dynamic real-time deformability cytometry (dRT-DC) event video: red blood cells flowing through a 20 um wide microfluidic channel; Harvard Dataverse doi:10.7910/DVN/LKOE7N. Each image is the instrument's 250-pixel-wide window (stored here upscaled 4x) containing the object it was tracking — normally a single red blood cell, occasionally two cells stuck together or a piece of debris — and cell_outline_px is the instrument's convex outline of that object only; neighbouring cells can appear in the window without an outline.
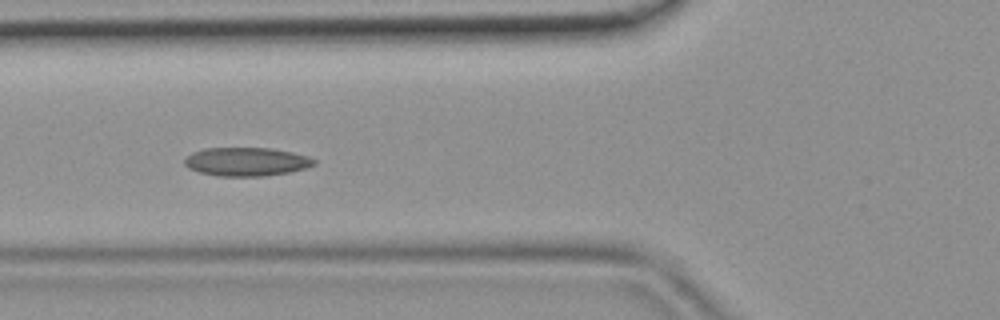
{"species": "common noctule bat (a hibernating species)", "species_latin": "Nyctalus noctula", "temperature_condition": "room temperature", "stored_images_in_passage": 39, "segment_of_instrument_passage": [1, 2], "camera_frame_rate_fps": 3000, "um_per_image_px": 0.085, "animal": {"sex": "female", "body_mass_g": 19.9}, "frame": {"image": 1, "passage_image": 10, "time_ms": 3.0, "image_size_px": [1000, 320], "cell_outline_px": [[316, 164], [304, 168], [288, 172], [264, 176], [216, 176], [200, 172], [188, 168], [184, 164], [184, 160], [192, 152], [204, 148], [268, 148], [292, 152], [308, 156], [316, 160]], "centroid_in_image_um": [20.93, 13.74], "position_along_channel_um": 104.9, "area_um2": 21.5}}
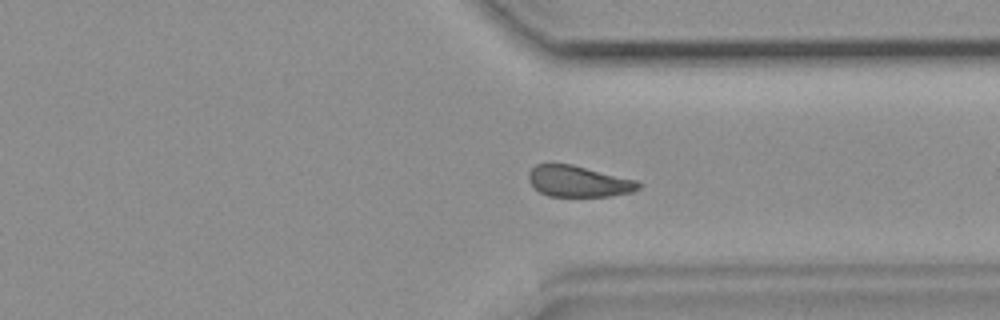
{"frame": {"image": 2, "passage_image": 27, "time_ms": 8.667, "image_size_px": [1000, 320], "cell_outline_px": [[640, 188], [632, 192], [612, 196], [548, 196], [540, 192], [528, 180], [528, 172], [536, 164], [572, 164], [636, 180], [640, 184]], "centroid_in_image_um": [49.17, 15.41], "position_along_channel_um": 362.2, "area_um2": 19.83}}
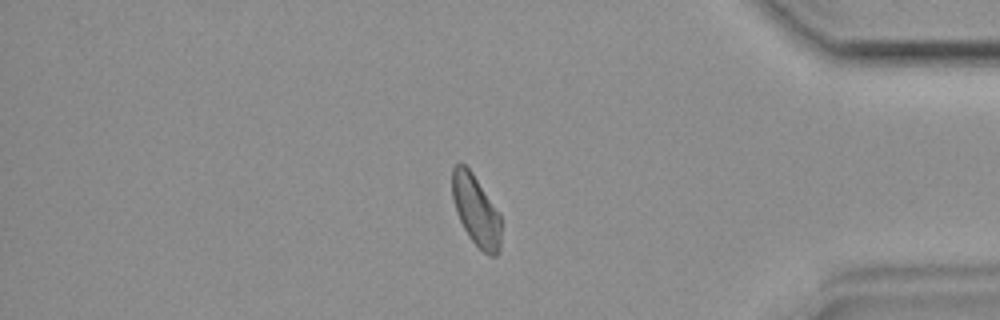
{"frame": {"image": 3, "passage_image": 31, "time_ms": 10.0, "image_size_px": [1000, 320], "cell_outline_px": [[500, 248], [496, 256], [488, 256], [468, 236], [456, 212], [452, 200], [452, 168], [456, 164], [464, 164], [472, 172], [500, 216]], "centroid_in_image_um": [40.43, 17.9], "position_along_channel_um": 394.8, "area_um2": 19.77}}